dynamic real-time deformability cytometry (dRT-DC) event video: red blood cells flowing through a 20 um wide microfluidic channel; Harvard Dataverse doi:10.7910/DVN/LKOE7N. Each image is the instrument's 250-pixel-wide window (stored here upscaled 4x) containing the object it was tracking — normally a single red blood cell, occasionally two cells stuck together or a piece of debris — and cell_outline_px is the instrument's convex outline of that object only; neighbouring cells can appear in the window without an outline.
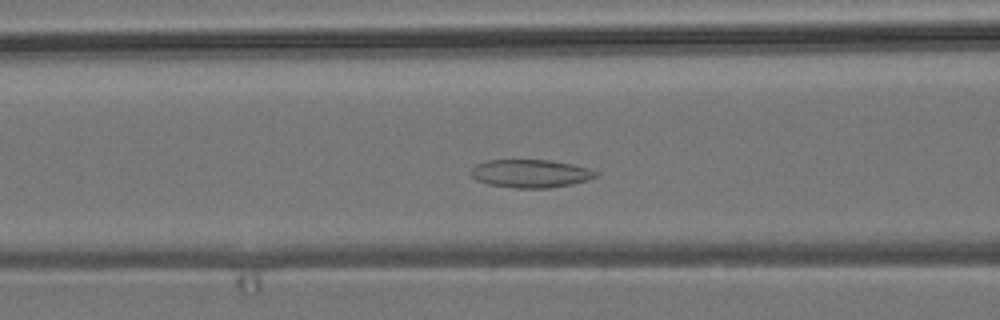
{"species": "common noctule bat (a hibernating species)", "species_latin": "Nyctalus noctula", "temperature_condition": "room temperature", "stored_images_in_passage": 48, "camera_frame_rate_fps": 3000, "um_per_image_px": 0.085, "animal": {"sex": "male", "body_mass_g": 19.2, "forearm_length_mm": 51.8}, "frame": {"image": 1, "passage_image": 15, "time_ms": 4.667, "image_size_px": [1000, 320], "cell_outline_px": [[600, 172], [596, 176], [588, 180], [572, 184], [548, 188], [516, 188], [488, 184], [476, 180], [468, 172], [476, 164], [488, 160], [548, 160], [572, 164], [588, 168]], "centroid_in_image_um": [45.08, 14.75], "position_along_channel_um": 121.5, "area_um2": 20.52}}
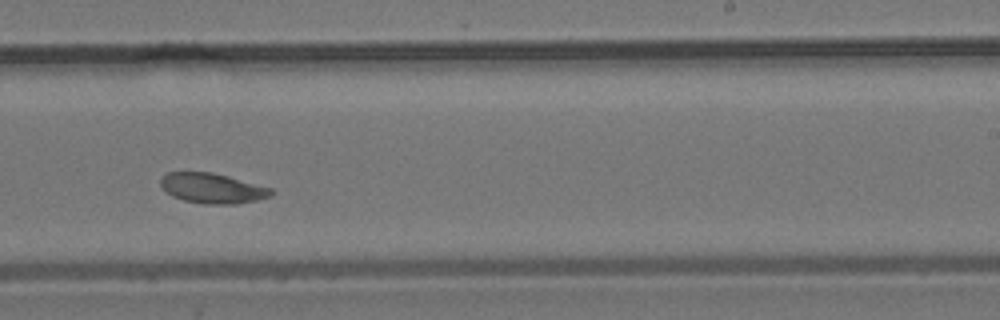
{"frame": {"image": 2, "passage_image": 27, "time_ms": 8.667, "image_size_px": [1000, 320], "cell_outline_px": [[272, 196], [256, 200], [236, 204], [204, 204], [184, 200], [172, 196], [164, 192], [160, 184], [160, 180], [168, 172], [184, 168], [212, 172], [228, 176], [272, 188]], "centroid_in_image_um": [17.97, 15.96], "position_along_channel_um": 271.0, "area_um2": 20.06}}
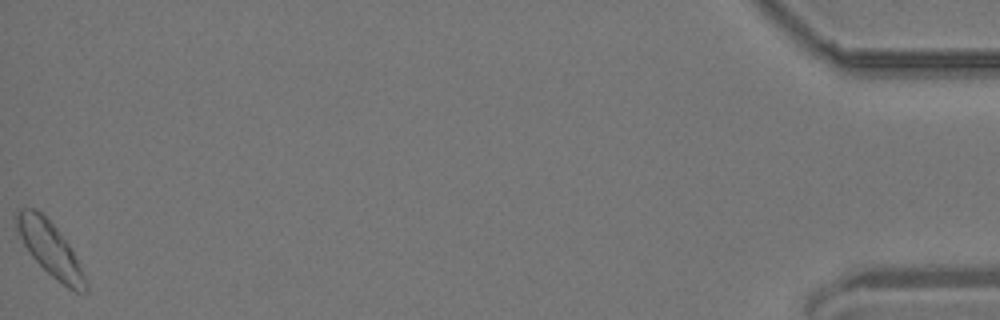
{"frame": {"image": 3, "passage_image": 48, "time_ms": 15.667, "image_size_px": [1000, 320], "cell_outline_px": [[88, 292], [76, 292], [68, 288], [52, 276], [32, 256], [24, 244], [20, 236], [16, 224], [16, 208], [32, 208], [40, 212], [52, 224], [68, 244], [84, 276], [88, 288]], "centroid_in_image_um": [4.23, 21.15], "position_along_channel_um": 431.0, "area_um2": 20.81}, "authors_computed_cell_mechanics": {"area_um2": 19.8832, "velocity_mm_per_s": 3.7416, "shape_relaxation_time_tau1_ms": null, "shape_relaxation_time_tau2_ms": 2.9006, "deformation_change_tau1": null, "deformation_change_tau2": 0.071}}